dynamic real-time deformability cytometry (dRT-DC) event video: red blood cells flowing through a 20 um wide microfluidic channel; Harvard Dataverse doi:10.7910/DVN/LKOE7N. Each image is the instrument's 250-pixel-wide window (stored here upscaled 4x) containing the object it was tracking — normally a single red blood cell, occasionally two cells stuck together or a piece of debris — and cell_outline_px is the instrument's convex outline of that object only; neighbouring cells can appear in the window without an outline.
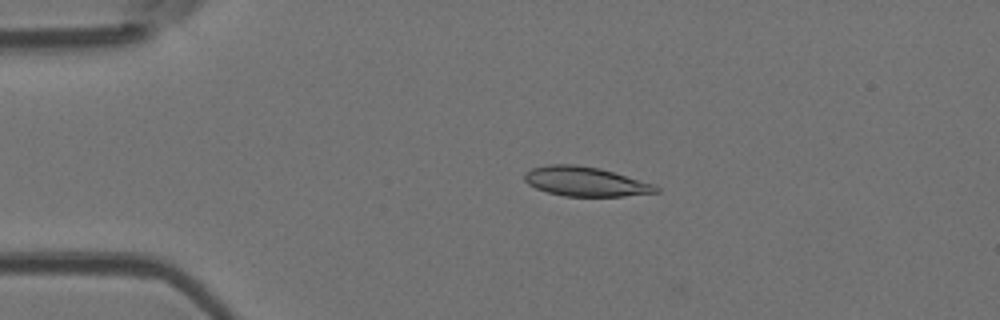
{"species": "Egyptian fruit bat (a non-hibernating species)", "species_latin": "Rousettus aegyptiacus", "temperature_condition": "room temperature", "stored_images_in_passage": 51, "camera_frame_rate_fps": 3000, "um_per_image_px": 0.085, "animal": {"sex": "female"}, "frame": {"image": 1, "passage_image": 10, "time_ms": 3.0, "image_size_px": [1000, 320], "cell_outline_px": [[660, 192], [624, 196], [564, 196], [548, 192], [536, 188], [528, 184], [524, 180], [524, 172], [532, 168], [548, 164], [576, 164], [600, 168], [652, 184], [660, 188]], "centroid_in_image_um": [49.72, 15.42], "position_along_channel_um": 35.3, "area_um2": 22.48}}
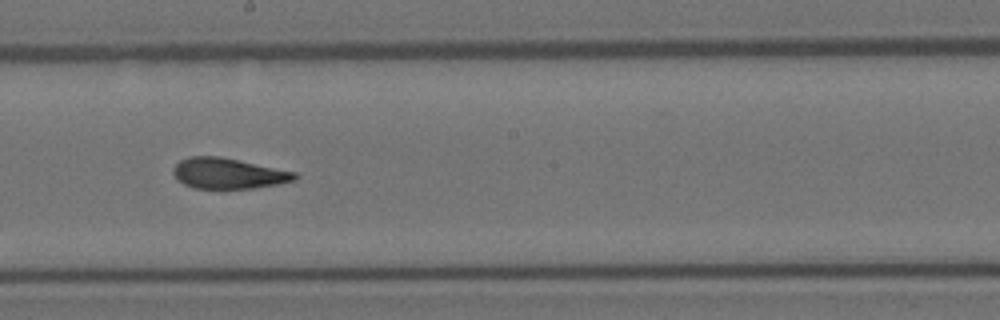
{"frame": {"image": 2, "passage_image": 28, "time_ms": 9.0, "image_size_px": [1000, 320], "cell_outline_px": [[300, 176], [296, 180], [276, 184], [252, 188], [192, 188], [176, 180], [172, 172], [172, 168], [180, 160], [188, 156], [220, 156], [296, 172]], "centroid_in_image_um": [19.37, 14.73], "position_along_channel_um": 228.8, "area_um2": 21.79}}
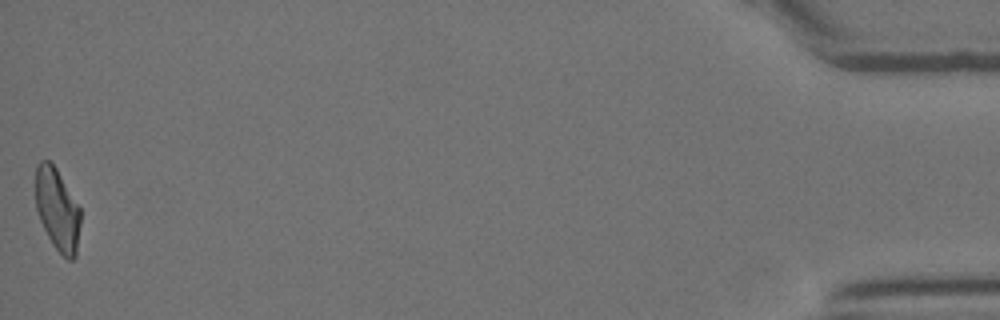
{"frame": {"image": 3, "passage_image": 51, "time_ms": 16.667, "image_size_px": [1000, 320], "cell_outline_px": [[80, 224], [76, 256], [72, 260], [68, 260], [52, 244], [40, 220], [36, 208], [36, 164], [40, 160], [48, 160], [56, 168], [80, 208]], "centroid_in_image_um": [4.87, 17.81], "position_along_channel_um": 430.3, "area_um2": 21.33}, "authors_computed_cell_mechanics": {"area_um2": 22.4264, "velocity_mm_per_s": 3.8846, "shape_relaxation_time_tau1_ms": 9.3999, "shape_relaxation_time_tau2_ms": 2.0946, "deformation_change_tau1": 0.2271, "deformation_change_tau2": 0.102}}